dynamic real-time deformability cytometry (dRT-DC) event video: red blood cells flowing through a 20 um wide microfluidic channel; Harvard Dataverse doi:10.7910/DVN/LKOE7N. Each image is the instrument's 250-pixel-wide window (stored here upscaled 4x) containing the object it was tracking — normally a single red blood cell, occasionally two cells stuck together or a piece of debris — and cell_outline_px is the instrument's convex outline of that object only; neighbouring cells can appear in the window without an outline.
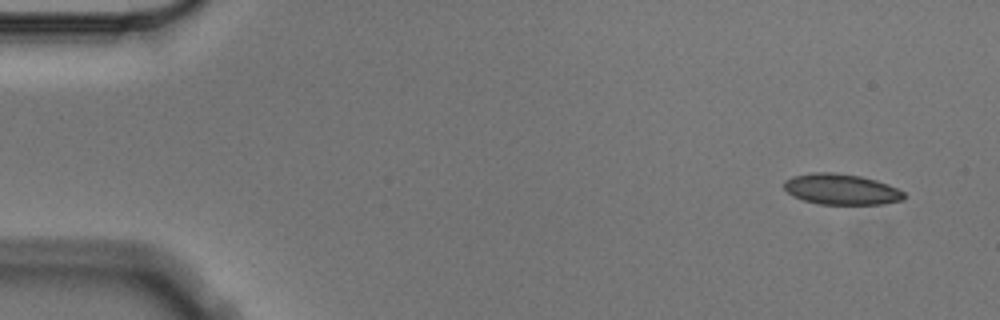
{"species": "Egyptian fruit bat (a non-hibernating species)", "species_latin": "Rousettus aegyptiacus", "temperature_condition": "cold", "stored_images_in_passage": 4, "segment_of_instrument_passage": [2, 2], "camera_frame_rate_fps": 3000, "um_per_image_px": 0.085, "animal": {"sex": "male"}, "frame": {"image": 1, "passage_image": 4, "time_ms": 1.0, "image_size_px": [1000, 320], "cell_outline_px": [[904, 200], [880, 204], [820, 204], [804, 200], [792, 196], [784, 188], [784, 180], [792, 176], [812, 172], [832, 172], [860, 176], [876, 180], [888, 184], [904, 192]], "centroid_in_image_um": [71.48, 16.08], "position_along_channel_um": 13.5, "area_um2": 21.5}}